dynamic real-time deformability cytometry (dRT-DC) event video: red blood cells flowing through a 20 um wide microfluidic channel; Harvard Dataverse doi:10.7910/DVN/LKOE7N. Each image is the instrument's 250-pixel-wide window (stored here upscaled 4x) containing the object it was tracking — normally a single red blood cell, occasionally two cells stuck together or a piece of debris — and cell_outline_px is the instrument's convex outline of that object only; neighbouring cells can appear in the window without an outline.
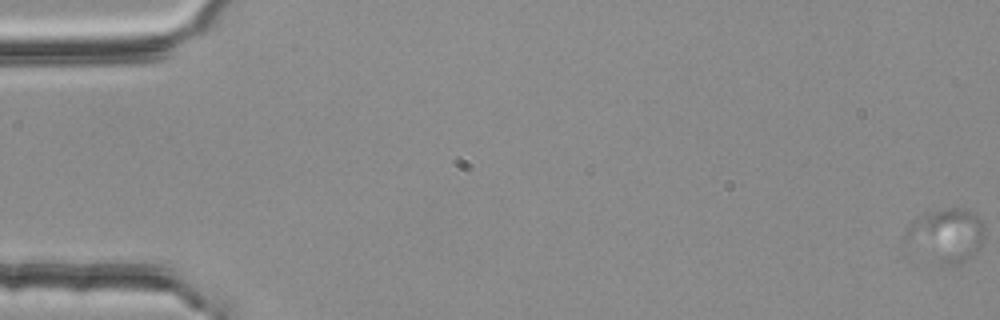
{"species": "common noctule bat (a hibernating species)", "species_latin": "Nyctalus noctula", "temperature_condition": "room temperature", "stored_images_in_passage": 4, "camera_frame_rate_fps": 3000, "um_per_image_px": 0.085, "animal": {"sex": "female", "body_mass_g": 25.1}, "frame": {"image": 1, "passage_image": 1, "time_ms": 0.0, "image_size_px": [1000, 320], "cell_outline_px": [[984, 236], [980, 248], [972, 256], [964, 260], [952, 264], [940, 264], [904, 240], [904, 236], [912, 220], [916, 216], [924, 212], [952, 208], [968, 208], [976, 212], [984, 224]], "centroid_in_image_um": [80.48, 19.92], "position_along_channel_um": 4.5, "area_um2": 24.51}}